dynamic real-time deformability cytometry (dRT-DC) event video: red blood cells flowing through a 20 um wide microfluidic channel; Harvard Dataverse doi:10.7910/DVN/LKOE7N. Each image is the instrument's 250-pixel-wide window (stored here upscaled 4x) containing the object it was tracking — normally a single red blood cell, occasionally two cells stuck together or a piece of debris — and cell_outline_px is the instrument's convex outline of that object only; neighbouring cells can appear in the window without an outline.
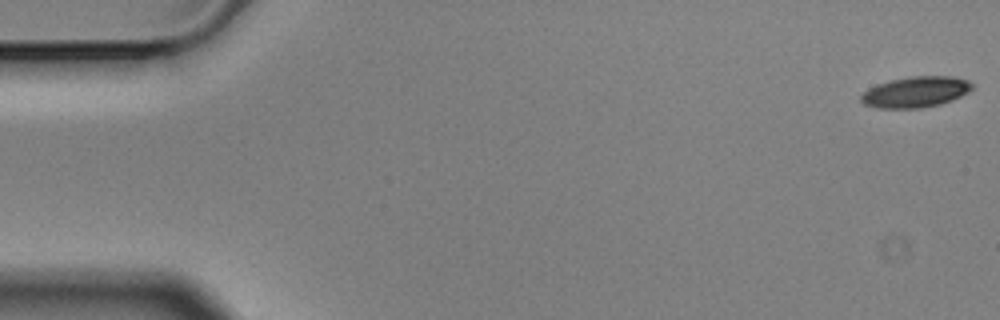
{"species": "Egyptian fruit bat (a non-hibernating species)", "species_latin": "Rousettus aegyptiacus", "temperature_condition": "cold", "stored_images_in_passage": 57, "camera_frame_rate_fps": 3000, "um_per_image_px": 0.085, "animal": {"sex": "male"}, "frame": {"image": 1, "passage_image": 1, "time_ms": 0.0, "image_size_px": [1000, 320], "cell_outline_px": [[972, 88], [968, 92], [952, 100], [940, 104], [920, 108], [876, 108], [864, 104], [860, 100], [860, 96], [868, 88], [876, 84], [892, 80], [912, 76], [952, 76], [968, 80], [972, 84]], "centroid_in_image_um": [77.81, 7.82], "position_along_channel_um": 7.2, "area_um2": 19.94}}
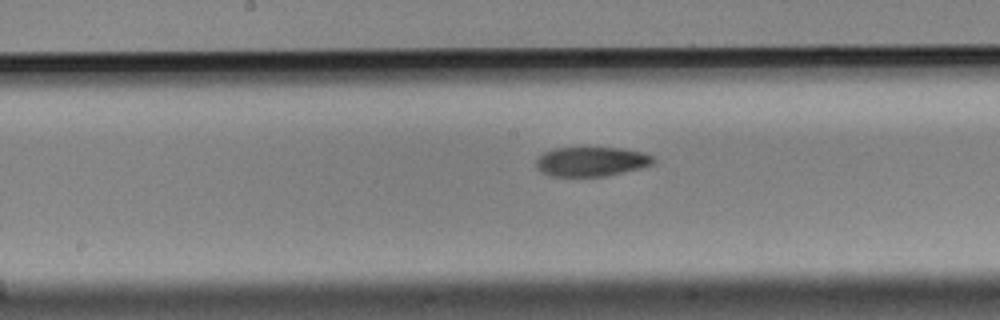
{"frame": {"image": 2, "passage_image": 29, "time_ms": 9.333, "image_size_px": [1000, 320], "cell_outline_px": [[656, 160], [652, 164], [644, 168], [608, 176], [552, 176], [540, 172], [536, 168], [536, 160], [544, 152], [556, 148], [620, 148], [640, 152], [652, 156]], "centroid_in_image_um": [50.27, 13.75], "position_along_channel_um": 197.9, "area_um2": 20.17}}
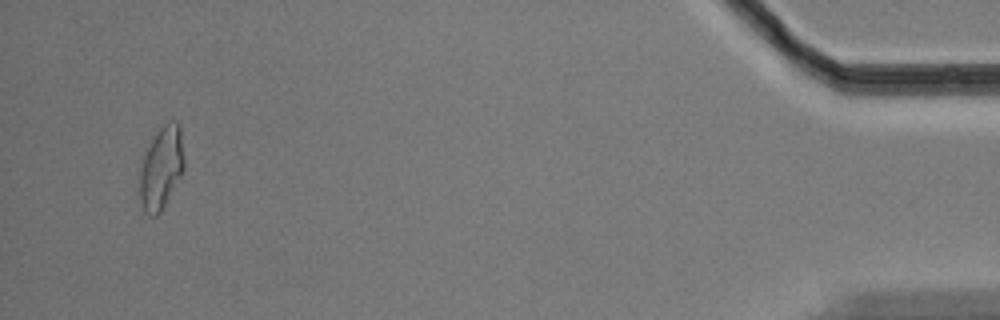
{"frame": {"image": 3, "passage_image": 55, "time_ms": 18.0, "image_size_px": [1000, 320], "cell_outline_px": [[184, 168], [180, 176], [160, 212], [156, 216], [148, 216], [144, 212], [140, 200], [140, 168], [144, 156], [152, 140], [160, 128], [168, 120], [176, 120], [180, 124], [184, 156]], "centroid_in_image_um": [13.72, 14.25], "position_along_channel_um": 421.5, "area_um2": 21.15}, "authors_computed_cell_mechanics": {"area_um2": 20.5768, "velocity_mm_per_s": 3.5072, "shape_relaxation_time_tau1_ms": null, "shape_relaxation_time_tau2_ms": 7.0021, "deformation_change_tau1": null, "deformation_change_tau2": 0.1448}}